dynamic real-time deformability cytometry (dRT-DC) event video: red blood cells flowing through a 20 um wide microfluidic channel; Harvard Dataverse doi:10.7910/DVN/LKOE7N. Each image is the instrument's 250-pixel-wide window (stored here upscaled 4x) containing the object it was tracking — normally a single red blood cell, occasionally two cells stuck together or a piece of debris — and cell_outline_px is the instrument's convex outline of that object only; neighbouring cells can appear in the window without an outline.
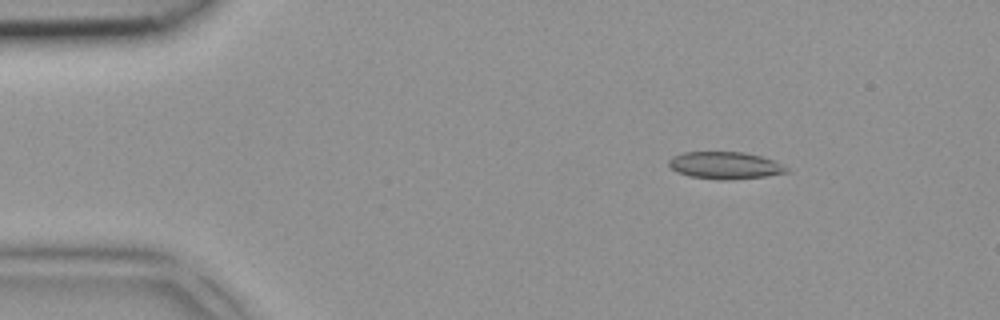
{"species": "common noctule bat (a hibernating species)", "species_latin": "Nyctalus noctula", "temperature_condition": "room temperature", "stored_images_in_passage": 3, "camera_frame_rate_fps": 3000, "um_per_image_px": 0.085, "animal": {"sex": "female", "body_mass_g": 18.4}, "frame": {"image": 1, "passage_image": 2, "time_ms": 0.333, "image_size_px": [1000, 320], "cell_outline_px": [[792, 172], [764, 176], [732, 180], [716, 180], [688, 176], [676, 172], [668, 164], [668, 160], [672, 156], [684, 152], [744, 152], [760, 156], [772, 160], [788, 168]], "centroid_in_image_um": [61.6, 14.07], "position_along_channel_um": 23.4, "area_um2": 18.79}}